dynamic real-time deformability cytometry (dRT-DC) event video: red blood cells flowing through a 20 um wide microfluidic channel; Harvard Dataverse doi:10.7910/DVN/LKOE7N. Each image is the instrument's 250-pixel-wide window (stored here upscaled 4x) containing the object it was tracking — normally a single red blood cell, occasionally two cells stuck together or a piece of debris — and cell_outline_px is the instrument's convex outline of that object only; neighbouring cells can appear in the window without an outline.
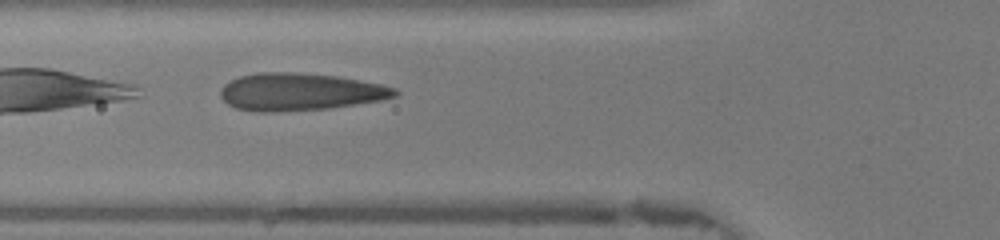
{"species": "human", "species_latin": "Homo sapiens", "temperature_condition": "warm", "stored_images_in_passage": 33, "camera_frame_rate_fps": 3000, "um_per_image_px": 0.085, "donor": {"sex": "female"}, "frame": {"image": 1, "passage_image": 3, "time_ms": 0.667, "image_size_px": [1000, 240], "cell_outline_px": [[400, 92], [396, 96], [380, 100], [328, 108], [276, 112], [260, 112], [236, 108], [228, 104], [220, 96], [220, 88], [224, 84], [240, 76], [260, 72], [292, 72], [336, 76], [384, 84], [396, 88]], "centroid_in_image_um": [25.5, 7.8], "position_along_channel_um": 100.3, "area_um2": 37.97}}
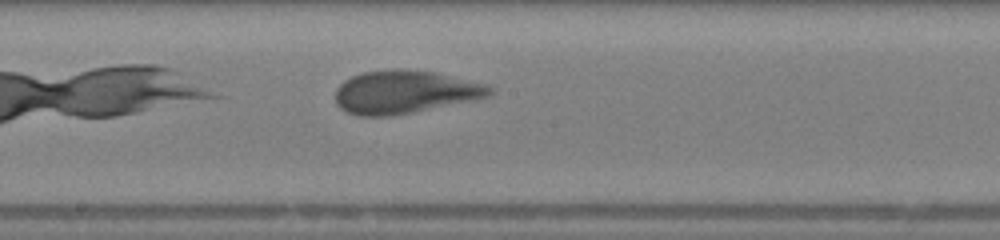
{"frame": {"image": 2, "passage_image": 11, "time_ms": 3.333, "image_size_px": [1000, 240], "cell_outline_px": [[492, 92], [488, 96], [412, 112], [388, 116], [360, 116], [348, 112], [340, 108], [336, 104], [336, 88], [344, 80], [352, 76], [364, 72], [436, 72], [488, 84], [492, 88]], "centroid_in_image_um": [34.38, 7.85], "position_along_channel_um": 213.8, "area_um2": 37.34}}
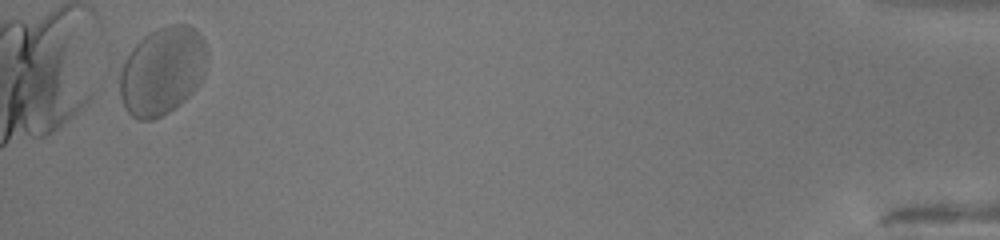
{"frame": {"image": 3, "passage_image": 32, "time_ms": 10.333, "image_size_px": [1000, 240], "cell_outline_px": [[208, 60], [204, 76], [200, 84], [180, 104], [168, 112], [152, 120], [140, 120], [132, 116], [124, 108], [112, 76], [132, 48], [148, 32], [156, 28], [168, 24], [188, 24], [196, 28], [204, 40], [208, 48]], "centroid_in_image_um": [13.74, 6.01], "position_along_channel_um": 421.5, "area_um2": 46.53}}